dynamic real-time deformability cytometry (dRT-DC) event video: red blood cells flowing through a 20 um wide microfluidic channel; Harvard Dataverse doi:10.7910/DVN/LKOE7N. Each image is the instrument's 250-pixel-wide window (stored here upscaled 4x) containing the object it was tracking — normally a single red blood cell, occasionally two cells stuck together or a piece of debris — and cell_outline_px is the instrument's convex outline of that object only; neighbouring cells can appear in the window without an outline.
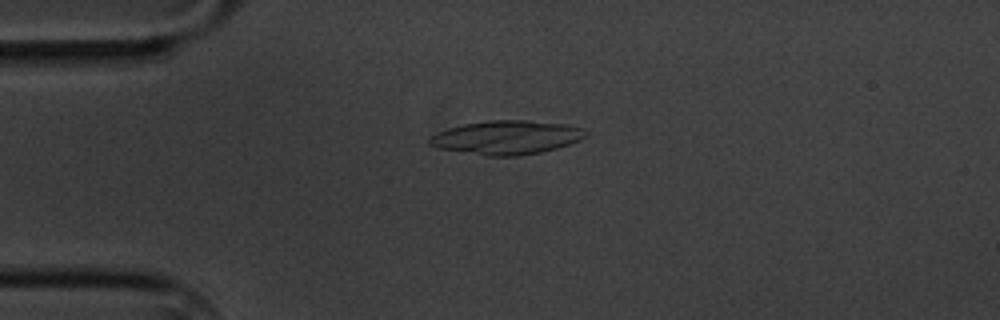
{"species": "common noctule bat (a hibernating species)", "species_latin": "Nyctalus noctula", "temperature_condition": "cold", "stored_images_in_passage": 5, "camera_frame_rate_fps": 3000, "um_per_image_px": 0.085, "animal": {"sex": "male", "body_mass_g": 20.1, "forearm_length_mm": 53.5}, "frame": {"image": 1, "passage_image": 4, "time_ms": 3.667, "image_size_px": [1000, 320], "cell_outline_px": [[588, 132], [580, 140], [556, 148], [540, 152], [516, 156], [484, 156], [436, 148], [428, 144], [428, 136], [448, 128], [464, 124], [488, 120], [528, 120], [568, 124], [584, 128]], "centroid_in_image_um": [43.03, 11.68], "position_along_channel_um": 42.0, "area_um2": 31.04}}